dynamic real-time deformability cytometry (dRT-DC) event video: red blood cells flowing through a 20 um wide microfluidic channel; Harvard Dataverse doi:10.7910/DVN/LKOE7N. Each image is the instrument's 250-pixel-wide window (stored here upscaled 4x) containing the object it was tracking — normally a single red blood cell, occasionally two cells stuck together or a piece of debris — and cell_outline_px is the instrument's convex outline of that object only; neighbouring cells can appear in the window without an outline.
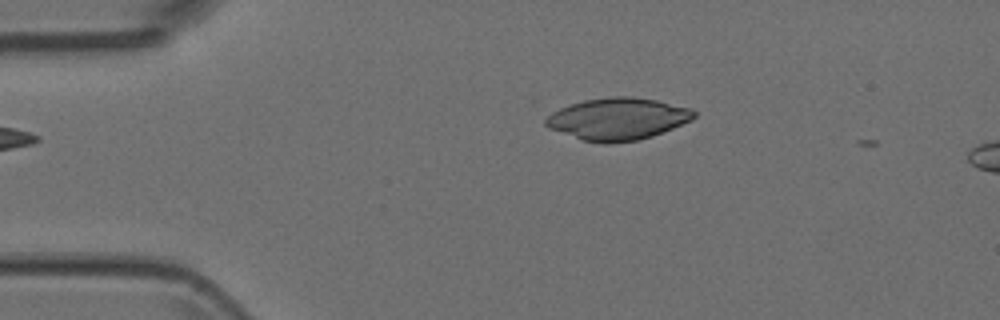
{"species": "Egyptian fruit bat (a non-hibernating species)", "species_latin": "Rousettus aegyptiacus", "temperature_condition": "room temperature", "stored_images_in_passage": 2, "camera_frame_rate_fps": 3000, "um_per_image_px": 0.085, "animal": {"sex": "female"}, "frame": {"image": 1, "passage_image": 2, "time_ms": 0.333, "image_size_px": [1000, 320], "cell_outline_px": [[696, 116], [692, 120], [652, 136], [636, 140], [608, 144], [604, 144], [584, 140], [548, 128], [544, 124], [544, 120], [552, 112], [560, 108], [584, 100], [608, 96], [632, 96], [656, 100], [692, 108], [696, 112]], "centroid_in_image_um": [52.52, 10.1], "position_along_channel_um": 32.5, "area_um2": 36.3}}